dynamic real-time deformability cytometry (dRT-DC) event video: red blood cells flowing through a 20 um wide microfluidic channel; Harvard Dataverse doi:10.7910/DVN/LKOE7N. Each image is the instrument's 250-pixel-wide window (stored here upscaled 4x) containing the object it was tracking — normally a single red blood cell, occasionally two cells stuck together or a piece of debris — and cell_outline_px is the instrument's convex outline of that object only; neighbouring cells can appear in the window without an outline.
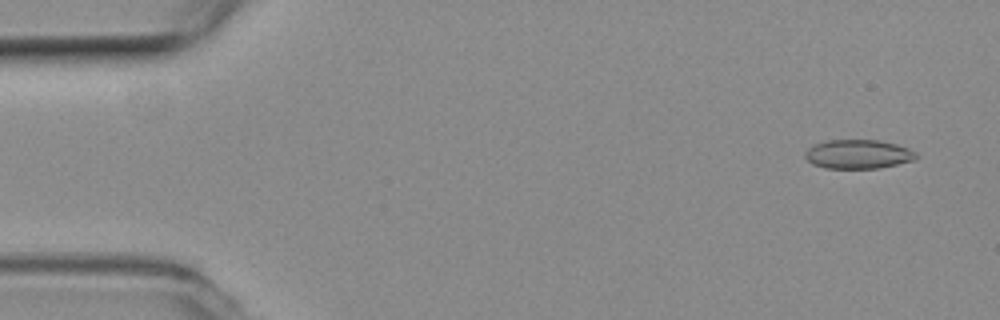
{"species": "common noctule bat (a hibernating species)", "species_latin": "Nyctalus noctula", "temperature_condition": "room temperature", "stored_images_in_passage": 4, "camera_frame_rate_fps": 3000, "um_per_image_px": 0.085, "animal": {"sex": "female", "body_mass_g": 19.3, "forearm_length_mm": 54.1}, "frame": {"image": 1, "passage_image": 1, "time_ms": 0.0, "image_size_px": [1000, 320], "cell_outline_px": [[920, 156], [916, 160], [880, 168], [824, 168], [812, 164], [804, 156], [804, 152], [812, 144], [828, 140], [880, 140], [896, 144], [908, 148], [916, 152]], "centroid_in_image_um": [72.96, 13.1], "position_along_channel_um": 12.0, "area_um2": 19.07}}
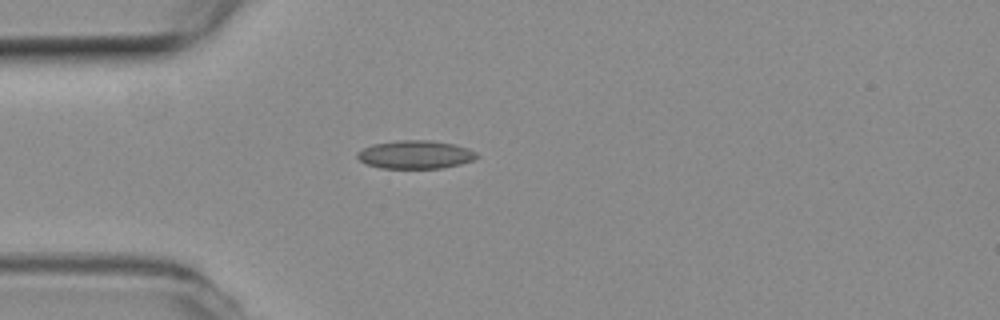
{"frame": {"image": 2, "passage_image": 4, "time_ms": 1.0, "image_size_px": [1000, 320], "cell_outline_px": [[480, 156], [476, 160], [460, 164], [440, 168], [380, 168], [368, 164], [360, 160], [356, 156], [356, 152], [372, 144], [396, 140], [428, 140], [452, 144], [468, 148], [476, 152]], "centroid_in_image_um": [35.32, 13.14], "position_along_channel_um": 49.7, "area_um2": 19.71}}